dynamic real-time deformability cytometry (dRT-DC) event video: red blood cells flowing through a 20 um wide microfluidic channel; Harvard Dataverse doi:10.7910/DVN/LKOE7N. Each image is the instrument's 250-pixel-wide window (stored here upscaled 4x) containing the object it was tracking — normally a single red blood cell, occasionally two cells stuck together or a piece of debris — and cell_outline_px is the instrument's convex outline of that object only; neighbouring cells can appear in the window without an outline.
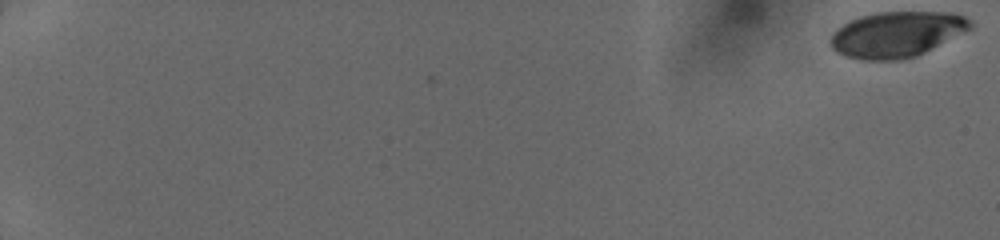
{"species": "human", "species_latin": "Homo sapiens", "temperature_condition": "cold", "stored_images_in_passage": 52, "camera_frame_rate_fps": 3000, "um_per_image_px": 0.085, "donor": {"sex": "female"}, "frame": {"image": 1, "passage_image": 1, "time_ms": 0.0, "image_size_px": [1000, 240], "cell_outline_px": [[972, 28], [916, 56], [900, 60], [860, 60], [844, 56], [836, 52], [832, 48], [832, 32], [836, 28], [848, 20], [860, 16], [876, 12], [956, 12], [972, 20]], "centroid_in_image_um": [76.2, 2.91], "position_along_channel_um": 8.8, "area_um2": 37.4}}
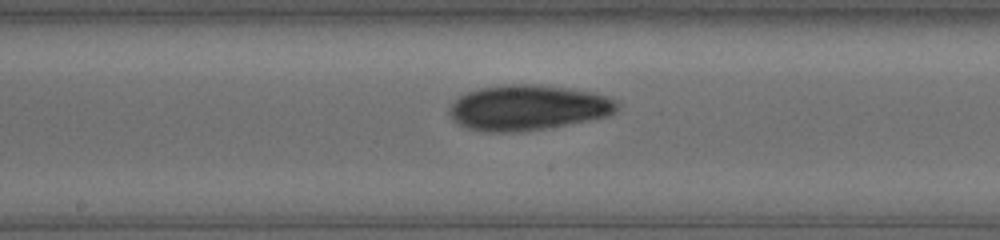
{"frame": {"image": 2, "passage_image": 31, "time_ms": 10.0, "image_size_px": [1000, 240], "cell_outline_px": [[620, 104], [616, 112], [608, 116], [548, 128], [524, 132], [480, 132], [468, 128], [452, 120], [448, 112], [448, 108], [460, 96], [468, 92], [480, 88], [504, 84], [540, 84], [568, 88], [592, 92], [608, 96], [616, 100]], "centroid_in_image_um": [44.88, 9.15], "position_along_channel_um": 203.3, "area_um2": 44.74}}
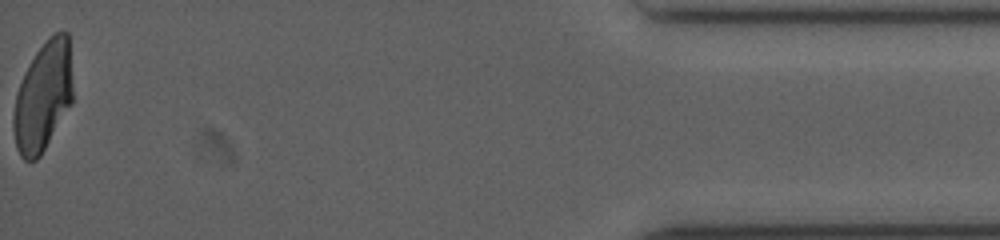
{"frame": {"image": 3, "passage_image": 52, "time_ms": 17.0, "image_size_px": [1000, 240], "cell_outline_px": [[72, 104], [40, 156], [36, 160], [24, 160], [20, 156], [16, 148], [12, 128], [12, 116], [16, 96], [24, 72], [36, 52], [48, 36], [56, 32], [68, 32], [72, 88]], "centroid_in_image_um": [3.64, 8.23], "position_along_channel_um": 431.6, "area_um2": 37.86}}